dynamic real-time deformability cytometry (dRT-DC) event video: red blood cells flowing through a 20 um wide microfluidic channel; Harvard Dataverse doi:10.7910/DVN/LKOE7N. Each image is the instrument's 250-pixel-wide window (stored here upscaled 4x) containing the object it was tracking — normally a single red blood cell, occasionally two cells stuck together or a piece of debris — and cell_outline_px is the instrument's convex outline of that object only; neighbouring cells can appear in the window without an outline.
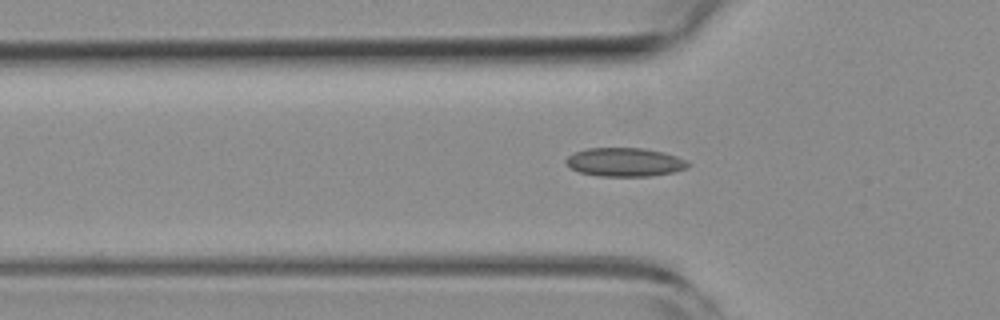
{"species": "common noctule bat (a hibernating species)", "species_latin": "Nyctalus noctula", "temperature_condition": "room temperature", "stored_images_in_passage": 46, "camera_frame_rate_fps": 3000, "um_per_image_px": 0.085, "animal": {"sex": "female", "body_mass_g": 19.3, "forearm_length_mm": 54.1}, "frame": {"image": 1, "passage_image": 16, "time_ms": 5.0, "image_size_px": [1000, 320], "cell_outline_px": [[692, 164], [688, 168], [672, 172], [652, 176], [600, 176], [580, 172], [572, 168], [564, 160], [572, 152], [588, 148], [644, 148], [664, 152], [676, 156]], "centroid_in_image_um": [53.12, 13.77], "position_along_channel_um": 72.7, "area_um2": 20.4}}
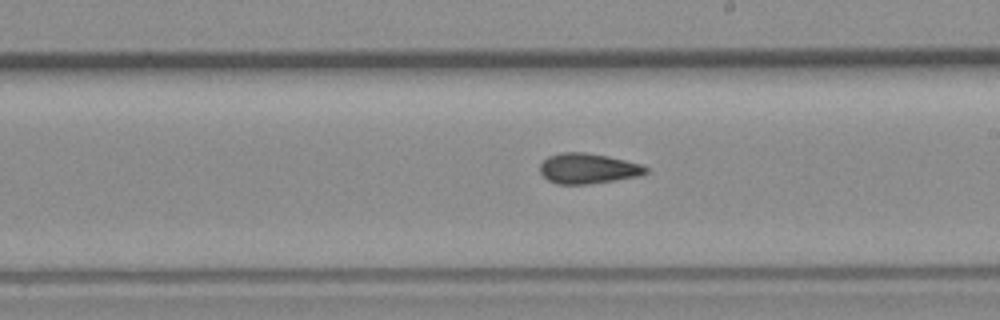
{"frame": {"image": 2, "passage_image": 29, "time_ms": 9.333, "image_size_px": [1000, 320], "cell_outline_px": [[648, 172], [640, 176], [616, 180], [588, 184], [556, 184], [548, 180], [540, 172], [540, 164], [548, 156], [560, 152], [584, 152], [608, 156], [640, 164], [648, 168]], "centroid_in_image_um": [49.97, 14.32], "position_along_channel_um": 239.0, "area_um2": 18.73}}
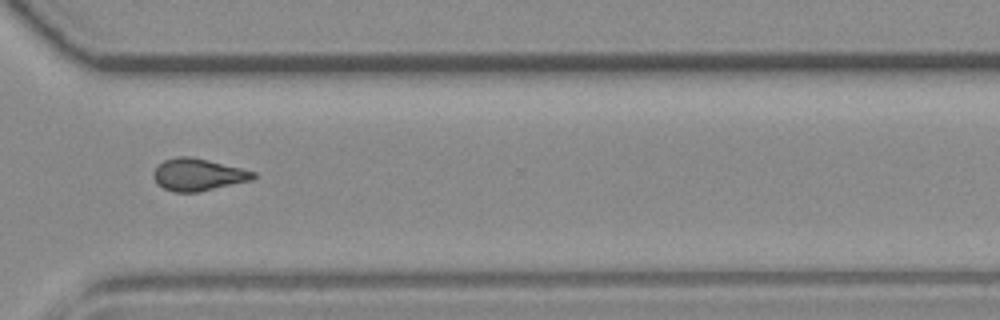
{"frame": {"image": 3, "passage_image": 38, "time_ms": 12.333, "image_size_px": [1000, 320], "cell_outline_px": [[256, 176], [252, 180], [200, 192], [172, 192], [156, 184], [152, 176], [152, 172], [164, 160], [176, 156], [188, 156], [208, 160], [256, 172]], "centroid_in_image_um": [16.81, 14.85], "position_along_channel_um": 353.8, "area_um2": 18.79}}